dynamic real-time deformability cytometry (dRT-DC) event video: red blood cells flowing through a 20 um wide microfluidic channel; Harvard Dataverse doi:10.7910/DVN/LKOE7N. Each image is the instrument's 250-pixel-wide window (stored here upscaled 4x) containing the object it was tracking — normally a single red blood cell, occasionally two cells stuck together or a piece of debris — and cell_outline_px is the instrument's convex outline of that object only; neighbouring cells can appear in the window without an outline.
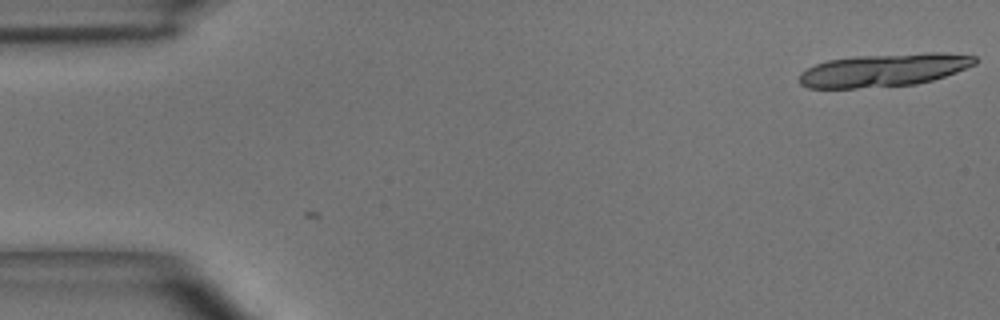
{"species": "common noctule bat (a hibernating species)", "species_latin": "Nyctalus noctula", "temperature_condition": "room temperature", "stored_images_in_passage": 4, "camera_frame_rate_fps": 3000, "um_per_image_px": 0.085, "animal": {"sex": "male", "body_mass_g": 15.6}, "frame": {"image": 1, "passage_image": 4, "time_ms": 1.0, "image_size_px": [1000, 320], "cell_outline_px": [[980, 60], [976, 64], [956, 72], [932, 80], [916, 84], [856, 88], [808, 88], [800, 84], [800, 72], [816, 64], [828, 60], [856, 56], [928, 52], [944, 52], [976, 56]], "centroid_in_image_um": [75.17, 5.94], "position_along_channel_um": 9.8, "area_um2": 33.81}}